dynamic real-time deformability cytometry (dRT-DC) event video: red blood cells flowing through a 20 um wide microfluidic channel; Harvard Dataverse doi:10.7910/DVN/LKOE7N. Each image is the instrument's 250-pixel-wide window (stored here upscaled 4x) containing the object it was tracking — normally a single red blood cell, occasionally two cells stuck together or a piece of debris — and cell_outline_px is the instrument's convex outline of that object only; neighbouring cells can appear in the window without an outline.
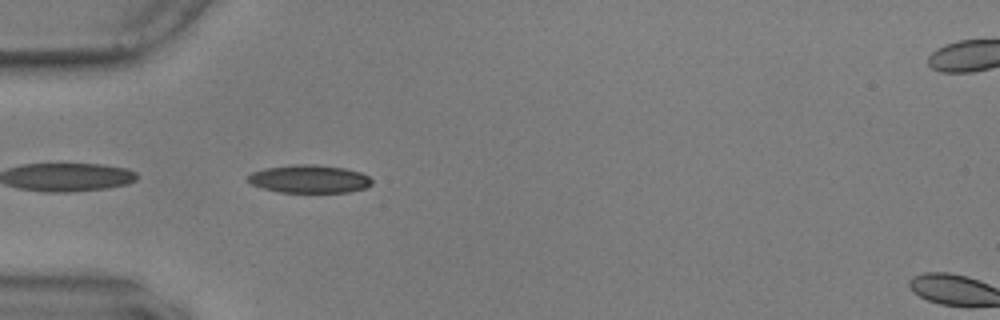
{"species": "common noctule bat (a hibernating species)", "species_latin": "Nyctalus noctula", "temperature_condition": "warm", "stored_images_in_passage": 41, "camera_frame_rate_fps": 3000, "um_per_image_px": 0.085, "animal": {"sex": "male", "body_mass_g": 17.9, "forearm_length_mm": 54.2}, "frame": {"image": 1, "passage_image": 2, "time_ms": 0.333, "image_size_px": [1000, 320], "cell_outline_px": [[372, 184], [364, 188], [348, 192], [280, 192], [264, 188], [252, 184], [244, 176], [252, 172], [264, 168], [292, 164], [316, 164], [344, 168], [360, 172], [368, 176], [372, 180]], "centroid_in_image_um": [26.26, 15.2], "position_along_channel_um": 58.7, "area_um2": 20.29}}
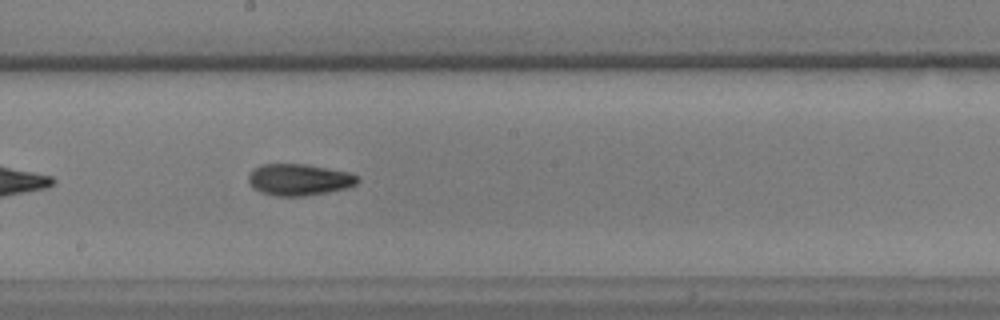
{"frame": {"image": 2, "passage_image": 16, "time_ms": 5.0, "image_size_px": [1000, 320], "cell_outline_px": [[360, 180], [356, 184], [348, 188], [328, 192], [304, 196], [276, 196], [260, 192], [252, 188], [248, 180], [248, 176], [260, 164], [304, 164], [348, 172], [356, 176]], "centroid_in_image_um": [25.41, 15.28], "position_along_channel_um": 222.8, "area_um2": 20.0}}
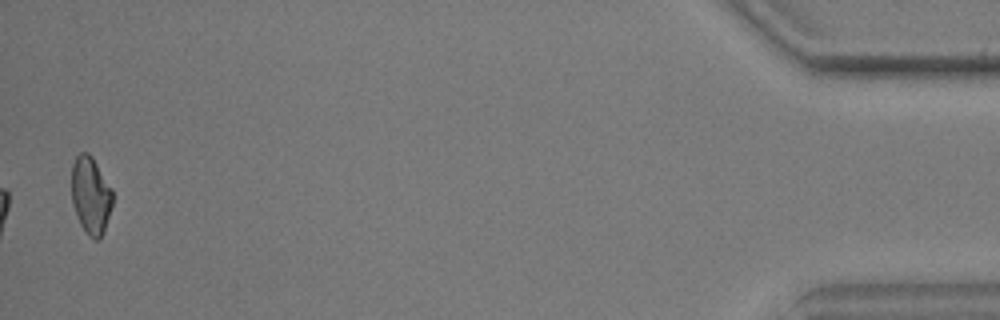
{"frame": {"image": 3, "passage_image": 40, "time_ms": 13.0, "image_size_px": [1000, 320], "cell_outline_px": [[112, 204], [104, 232], [100, 240], [92, 240], [88, 236], [80, 224], [72, 204], [72, 164], [76, 156], [80, 152], [88, 152], [92, 156], [112, 188]], "centroid_in_image_um": [7.71, 16.62], "position_along_channel_um": 427.5, "area_um2": 18.67}, "authors_computed_cell_mechanics": {"area_um2": 19.2474, "velocity_mm_per_s": 3.6122, "shape_relaxation_time_tau1_ms": 7.5868, "shape_relaxation_time_tau2_ms": 3.8423, "deformation_change_tau1": 0.171, "deformation_change_tau2": 0.1002}}